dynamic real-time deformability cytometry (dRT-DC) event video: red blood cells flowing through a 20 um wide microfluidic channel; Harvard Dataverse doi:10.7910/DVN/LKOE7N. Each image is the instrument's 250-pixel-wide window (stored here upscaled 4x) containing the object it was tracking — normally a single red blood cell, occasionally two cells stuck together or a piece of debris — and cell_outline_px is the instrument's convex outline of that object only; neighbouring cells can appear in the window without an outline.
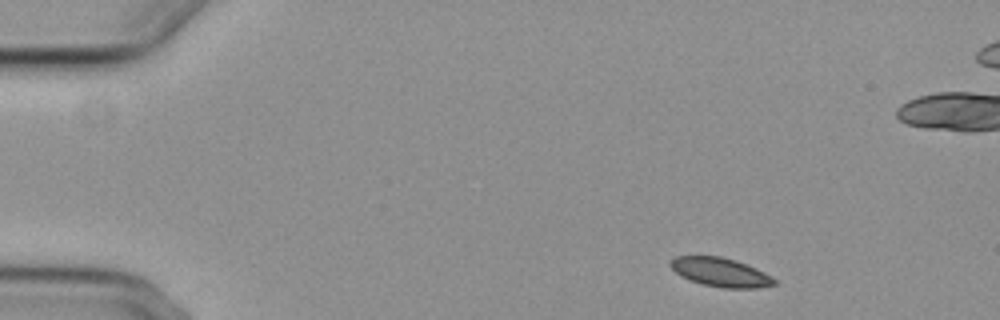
{"species": "common noctule bat (a hibernating species)", "species_latin": "Nyctalus noctula", "temperature_condition": "cold", "stored_images_in_passage": 4, "camera_frame_rate_fps": 3000, "um_per_image_px": 0.085, "animal": {"sex": "female", "body_mass_g": 29.2, "forearm_length_mm": 56.3}, "frame": {"image": 1, "passage_image": 1, "time_ms": 0.0, "image_size_px": [1000, 320], "cell_outline_px": [[776, 284], [760, 288], [720, 288], [688, 280], [676, 272], [668, 264], [668, 260], [676, 256], [720, 256], [756, 268], [764, 272], [776, 280]], "centroid_in_image_um": [61.21, 23.15], "position_along_channel_um": 23.8, "area_um2": 17.4}}